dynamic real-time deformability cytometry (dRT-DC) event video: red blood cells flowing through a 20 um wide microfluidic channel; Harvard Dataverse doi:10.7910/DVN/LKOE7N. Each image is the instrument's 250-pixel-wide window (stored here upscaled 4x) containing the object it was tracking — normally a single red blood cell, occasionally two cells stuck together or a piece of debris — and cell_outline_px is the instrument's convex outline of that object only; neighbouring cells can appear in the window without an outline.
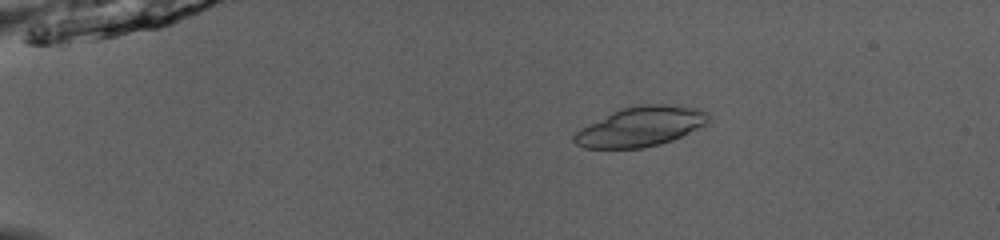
{"species": "common noctule bat (a hibernating species)", "species_latin": "Nyctalus noctula", "temperature_condition": "room temperature", "stored_images_in_passage": 51, "camera_frame_rate_fps": 3000, "um_per_image_px": 0.085, "animal": {"sex": "male", "body_mass_g": 13.0, "forearm_length_mm": 53.1}, "frame": {"image": 1, "passage_image": 11, "time_ms": 3.333, "image_size_px": [1000, 240], "cell_outline_px": [[712, 120], [704, 128], [672, 140], [660, 144], [644, 148], [584, 148], [576, 144], [572, 140], [572, 136], [580, 128], [620, 108], [636, 104], [664, 104], [700, 108], [708, 112], [712, 116]], "centroid_in_image_um": [54.54, 10.75], "position_along_channel_um": 30.5, "area_um2": 31.79}}